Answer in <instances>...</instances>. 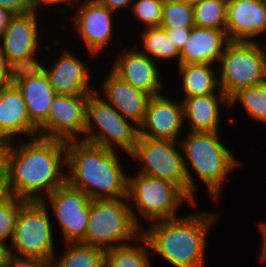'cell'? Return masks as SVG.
<instances>
[{"label": "cell", "mask_w": 266, "mask_h": 267, "mask_svg": "<svg viewBox=\"0 0 266 267\" xmlns=\"http://www.w3.org/2000/svg\"><path fill=\"white\" fill-rule=\"evenodd\" d=\"M259 231L261 232V250H260V262H265L266 263V221H263L262 223L260 222L258 224Z\"/></svg>", "instance_id": "obj_42"}, {"label": "cell", "mask_w": 266, "mask_h": 267, "mask_svg": "<svg viewBox=\"0 0 266 267\" xmlns=\"http://www.w3.org/2000/svg\"><path fill=\"white\" fill-rule=\"evenodd\" d=\"M193 5L176 0H164L161 28H192Z\"/></svg>", "instance_id": "obj_31"}, {"label": "cell", "mask_w": 266, "mask_h": 267, "mask_svg": "<svg viewBox=\"0 0 266 267\" xmlns=\"http://www.w3.org/2000/svg\"><path fill=\"white\" fill-rule=\"evenodd\" d=\"M230 40L226 32L198 26L191 28L190 37L180 51V64L219 63Z\"/></svg>", "instance_id": "obj_21"}, {"label": "cell", "mask_w": 266, "mask_h": 267, "mask_svg": "<svg viewBox=\"0 0 266 267\" xmlns=\"http://www.w3.org/2000/svg\"><path fill=\"white\" fill-rule=\"evenodd\" d=\"M150 252L147 239L141 235L133 243L107 249L105 267H152Z\"/></svg>", "instance_id": "obj_25"}, {"label": "cell", "mask_w": 266, "mask_h": 267, "mask_svg": "<svg viewBox=\"0 0 266 267\" xmlns=\"http://www.w3.org/2000/svg\"><path fill=\"white\" fill-rule=\"evenodd\" d=\"M44 63H41L36 54L14 60H8L7 74L11 85L31 80L45 73Z\"/></svg>", "instance_id": "obj_32"}, {"label": "cell", "mask_w": 266, "mask_h": 267, "mask_svg": "<svg viewBox=\"0 0 266 267\" xmlns=\"http://www.w3.org/2000/svg\"><path fill=\"white\" fill-rule=\"evenodd\" d=\"M225 32L230 41L256 42V37L266 34V0L227 4Z\"/></svg>", "instance_id": "obj_17"}, {"label": "cell", "mask_w": 266, "mask_h": 267, "mask_svg": "<svg viewBox=\"0 0 266 267\" xmlns=\"http://www.w3.org/2000/svg\"><path fill=\"white\" fill-rule=\"evenodd\" d=\"M11 141H0V197L9 194V160Z\"/></svg>", "instance_id": "obj_34"}, {"label": "cell", "mask_w": 266, "mask_h": 267, "mask_svg": "<svg viewBox=\"0 0 266 267\" xmlns=\"http://www.w3.org/2000/svg\"><path fill=\"white\" fill-rule=\"evenodd\" d=\"M60 53L52 67H45V74L53 90L62 95L95 93L97 89L94 90L90 84V71L86 62L65 48Z\"/></svg>", "instance_id": "obj_20"}, {"label": "cell", "mask_w": 266, "mask_h": 267, "mask_svg": "<svg viewBox=\"0 0 266 267\" xmlns=\"http://www.w3.org/2000/svg\"><path fill=\"white\" fill-rule=\"evenodd\" d=\"M6 250L0 245V267H4Z\"/></svg>", "instance_id": "obj_43"}, {"label": "cell", "mask_w": 266, "mask_h": 267, "mask_svg": "<svg viewBox=\"0 0 266 267\" xmlns=\"http://www.w3.org/2000/svg\"><path fill=\"white\" fill-rule=\"evenodd\" d=\"M0 7L7 8L15 14L31 12V0H0Z\"/></svg>", "instance_id": "obj_38"}, {"label": "cell", "mask_w": 266, "mask_h": 267, "mask_svg": "<svg viewBox=\"0 0 266 267\" xmlns=\"http://www.w3.org/2000/svg\"><path fill=\"white\" fill-rule=\"evenodd\" d=\"M120 152L82 140L67 141V183L91 200L128 197V176L123 171Z\"/></svg>", "instance_id": "obj_2"}, {"label": "cell", "mask_w": 266, "mask_h": 267, "mask_svg": "<svg viewBox=\"0 0 266 267\" xmlns=\"http://www.w3.org/2000/svg\"><path fill=\"white\" fill-rule=\"evenodd\" d=\"M238 102L252 121L266 124V82L238 90L229 98L230 108Z\"/></svg>", "instance_id": "obj_28"}, {"label": "cell", "mask_w": 266, "mask_h": 267, "mask_svg": "<svg viewBox=\"0 0 266 267\" xmlns=\"http://www.w3.org/2000/svg\"><path fill=\"white\" fill-rule=\"evenodd\" d=\"M74 2L75 0H31V12L33 11L35 13H38L39 10H41L40 8H43V7L45 8L46 6H47L46 8H48L49 5L53 6L57 4L58 8L55 11L60 13V10H61V12L65 14L66 12L68 13L69 11V9H66L65 6L72 8ZM58 4L59 5L63 4L65 8H63V6L62 8H60Z\"/></svg>", "instance_id": "obj_36"}, {"label": "cell", "mask_w": 266, "mask_h": 267, "mask_svg": "<svg viewBox=\"0 0 266 267\" xmlns=\"http://www.w3.org/2000/svg\"><path fill=\"white\" fill-rule=\"evenodd\" d=\"M75 1L76 3L74 2L71 8L72 11H75L71 18L74 30L79 34L83 45L90 53L89 55H93L94 58L96 54L99 55L106 51L108 42L112 41L115 27L112 16L115 13L97 0ZM77 2H81V5H77L79 7L76 6Z\"/></svg>", "instance_id": "obj_13"}, {"label": "cell", "mask_w": 266, "mask_h": 267, "mask_svg": "<svg viewBox=\"0 0 266 267\" xmlns=\"http://www.w3.org/2000/svg\"><path fill=\"white\" fill-rule=\"evenodd\" d=\"M99 3L107 7L110 11L117 13L122 9L126 11L130 10L133 0H97Z\"/></svg>", "instance_id": "obj_39"}, {"label": "cell", "mask_w": 266, "mask_h": 267, "mask_svg": "<svg viewBox=\"0 0 266 267\" xmlns=\"http://www.w3.org/2000/svg\"><path fill=\"white\" fill-rule=\"evenodd\" d=\"M64 169L66 141L40 136L25 141L19 138L12 142L9 194L26 201H43L67 182Z\"/></svg>", "instance_id": "obj_1"}, {"label": "cell", "mask_w": 266, "mask_h": 267, "mask_svg": "<svg viewBox=\"0 0 266 267\" xmlns=\"http://www.w3.org/2000/svg\"><path fill=\"white\" fill-rule=\"evenodd\" d=\"M227 3L224 0H198L193 4L194 25L225 32Z\"/></svg>", "instance_id": "obj_29"}, {"label": "cell", "mask_w": 266, "mask_h": 267, "mask_svg": "<svg viewBox=\"0 0 266 267\" xmlns=\"http://www.w3.org/2000/svg\"><path fill=\"white\" fill-rule=\"evenodd\" d=\"M180 149V141L139 137L128 157L142 163L137 173L170 181L188 195V179Z\"/></svg>", "instance_id": "obj_10"}, {"label": "cell", "mask_w": 266, "mask_h": 267, "mask_svg": "<svg viewBox=\"0 0 266 267\" xmlns=\"http://www.w3.org/2000/svg\"><path fill=\"white\" fill-rule=\"evenodd\" d=\"M51 206L65 243H84L91 199L82 190L65 183L43 200ZM49 202V203H48Z\"/></svg>", "instance_id": "obj_11"}, {"label": "cell", "mask_w": 266, "mask_h": 267, "mask_svg": "<svg viewBox=\"0 0 266 267\" xmlns=\"http://www.w3.org/2000/svg\"><path fill=\"white\" fill-rule=\"evenodd\" d=\"M213 212H194L174 219L160 220L143 227L152 253L173 267H205L209 231L219 221ZM210 229V230H209Z\"/></svg>", "instance_id": "obj_3"}, {"label": "cell", "mask_w": 266, "mask_h": 267, "mask_svg": "<svg viewBox=\"0 0 266 267\" xmlns=\"http://www.w3.org/2000/svg\"><path fill=\"white\" fill-rule=\"evenodd\" d=\"M166 30L167 35L176 45L179 51L182 50L186 41L190 37L191 28H163Z\"/></svg>", "instance_id": "obj_37"}, {"label": "cell", "mask_w": 266, "mask_h": 267, "mask_svg": "<svg viewBox=\"0 0 266 267\" xmlns=\"http://www.w3.org/2000/svg\"><path fill=\"white\" fill-rule=\"evenodd\" d=\"M27 201L14 195L0 197V245L7 251L15 230L16 220L21 207ZM8 246V247H7Z\"/></svg>", "instance_id": "obj_30"}, {"label": "cell", "mask_w": 266, "mask_h": 267, "mask_svg": "<svg viewBox=\"0 0 266 267\" xmlns=\"http://www.w3.org/2000/svg\"><path fill=\"white\" fill-rule=\"evenodd\" d=\"M15 15L16 14L11 10L0 7V37L3 35Z\"/></svg>", "instance_id": "obj_41"}, {"label": "cell", "mask_w": 266, "mask_h": 267, "mask_svg": "<svg viewBox=\"0 0 266 267\" xmlns=\"http://www.w3.org/2000/svg\"><path fill=\"white\" fill-rule=\"evenodd\" d=\"M26 102L30 120L39 127L46 119L57 93L51 87L46 74L16 84Z\"/></svg>", "instance_id": "obj_23"}, {"label": "cell", "mask_w": 266, "mask_h": 267, "mask_svg": "<svg viewBox=\"0 0 266 267\" xmlns=\"http://www.w3.org/2000/svg\"><path fill=\"white\" fill-rule=\"evenodd\" d=\"M120 52L121 54L114 59L111 70L124 81L151 96L162 94L164 83L159 73L158 63L137 47L136 49L127 47Z\"/></svg>", "instance_id": "obj_15"}, {"label": "cell", "mask_w": 266, "mask_h": 267, "mask_svg": "<svg viewBox=\"0 0 266 267\" xmlns=\"http://www.w3.org/2000/svg\"><path fill=\"white\" fill-rule=\"evenodd\" d=\"M164 0H133L130 11L146 28L160 27Z\"/></svg>", "instance_id": "obj_33"}, {"label": "cell", "mask_w": 266, "mask_h": 267, "mask_svg": "<svg viewBox=\"0 0 266 267\" xmlns=\"http://www.w3.org/2000/svg\"><path fill=\"white\" fill-rule=\"evenodd\" d=\"M48 208L43 201H27L21 207L7 254L52 260L56 248Z\"/></svg>", "instance_id": "obj_9"}, {"label": "cell", "mask_w": 266, "mask_h": 267, "mask_svg": "<svg viewBox=\"0 0 266 267\" xmlns=\"http://www.w3.org/2000/svg\"><path fill=\"white\" fill-rule=\"evenodd\" d=\"M141 38V52L150 57L153 61L160 60L176 61L177 67L180 65V51L172 42L166 33V30L161 27L146 28L143 32H139ZM159 59V60H158ZM174 59V60H173Z\"/></svg>", "instance_id": "obj_27"}, {"label": "cell", "mask_w": 266, "mask_h": 267, "mask_svg": "<svg viewBox=\"0 0 266 267\" xmlns=\"http://www.w3.org/2000/svg\"><path fill=\"white\" fill-rule=\"evenodd\" d=\"M184 122L190 132H219L221 106L230 110L229 98L224 93L181 99Z\"/></svg>", "instance_id": "obj_22"}, {"label": "cell", "mask_w": 266, "mask_h": 267, "mask_svg": "<svg viewBox=\"0 0 266 267\" xmlns=\"http://www.w3.org/2000/svg\"><path fill=\"white\" fill-rule=\"evenodd\" d=\"M101 83L102 90L97 89L96 93L122 116L140 126L152 96L124 81L112 70Z\"/></svg>", "instance_id": "obj_16"}, {"label": "cell", "mask_w": 266, "mask_h": 267, "mask_svg": "<svg viewBox=\"0 0 266 267\" xmlns=\"http://www.w3.org/2000/svg\"><path fill=\"white\" fill-rule=\"evenodd\" d=\"M230 41L219 61V86L230 98L242 88L266 82V45Z\"/></svg>", "instance_id": "obj_8"}, {"label": "cell", "mask_w": 266, "mask_h": 267, "mask_svg": "<svg viewBox=\"0 0 266 267\" xmlns=\"http://www.w3.org/2000/svg\"><path fill=\"white\" fill-rule=\"evenodd\" d=\"M4 267H52L51 260L6 254Z\"/></svg>", "instance_id": "obj_35"}, {"label": "cell", "mask_w": 266, "mask_h": 267, "mask_svg": "<svg viewBox=\"0 0 266 267\" xmlns=\"http://www.w3.org/2000/svg\"><path fill=\"white\" fill-rule=\"evenodd\" d=\"M176 1H182V2H185V3H189V4H195L198 0H176Z\"/></svg>", "instance_id": "obj_44"}, {"label": "cell", "mask_w": 266, "mask_h": 267, "mask_svg": "<svg viewBox=\"0 0 266 267\" xmlns=\"http://www.w3.org/2000/svg\"><path fill=\"white\" fill-rule=\"evenodd\" d=\"M62 255H53L52 267H105V249L84 243H64Z\"/></svg>", "instance_id": "obj_26"}, {"label": "cell", "mask_w": 266, "mask_h": 267, "mask_svg": "<svg viewBox=\"0 0 266 267\" xmlns=\"http://www.w3.org/2000/svg\"><path fill=\"white\" fill-rule=\"evenodd\" d=\"M38 15L32 11L16 14L12 18L9 26L0 37V48L7 60L26 58L37 54L42 42L40 39L42 29L39 26Z\"/></svg>", "instance_id": "obj_19"}, {"label": "cell", "mask_w": 266, "mask_h": 267, "mask_svg": "<svg viewBox=\"0 0 266 267\" xmlns=\"http://www.w3.org/2000/svg\"><path fill=\"white\" fill-rule=\"evenodd\" d=\"M90 94L93 93L57 94L51 103L47 119L38 127L39 136L66 142L80 140L86 129Z\"/></svg>", "instance_id": "obj_12"}, {"label": "cell", "mask_w": 266, "mask_h": 267, "mask_svg": "<svg viewBox=\"0 0 266 267\" xmlns=\"http://www.w3.org/2000/svg\"><path fill=\"white\" fill-rule=\"evenodd\" d=\"M188 134V135H187ZM180 139L188 179V196L196 202V180L200 177L213 201L220 199L225 180L240 162L222 143L219 132H188ZM187 135V136H186ZM186 136V137H184ZM193 172V173H192Z\"/></svg>", "instance_id": "obj_4"}, {"label": "cell", "mask_w": 266, "mask_h": 267, "mask_svg": "<svg viewBox=\"0 0 266 267\" xmlns=\"http://www.w3.org/2000/svg\"><path fill=\"white\" fill-rule=\"evenodd\" d=\"M8 60L0 48V89L10 85V79L7 74Z\"/></svg>", "instance_id": "obj_40"}, {"label": "cell", "mask_w": 266, "mask_h": 267, "mask_svg": "<svg viewBox=\"0 0 266 267\" xmlns=\"http://www.w3.org/2000/svg\"><path fill=\"white\" fill-rule=\"evenodd\" d=\"M184 124L182 100L176 102L164 94L152 96L139 126V137L180 141Z\"/></svg>", "instance_id": "obj_14"}, {"label": "cell", "mask_w": 266, "mask_h": 267, "mask_svg": "<svg viewBox=\"0 0 266 267\" xmlns=\"http://www.w3.org/2000/svg\"><path fill=\"white\" fill-rule=\"evenodd\" d=\"M213 67V64H180L178 66L177 71L181 76L180 85H182L184 98L223 93L219 86L218 67L216 70Z\"/></svg>", "instance_id": "obj_24"}, {"label": "cell", "mask_w": 266, "mask_h": 267, "mask_svg": "<svg viewBox=\"0 0 266 267\" xmlns=\"http://www.w3.org/2000/svg\"><path fill=\"white\" fill-rule=\"evenodd\" d=\"M84 135L80 139L84 142L129 154L138 141L139 126L95 92L87 103Z\"/></svg>", "instance_id": "obj_7"}, {"label": "cell", "mask_w": 266, "mask_h": 267, "mask_svg": "<svg viewBox=\"0 0 266 267\" xmlns=\"http://www.w3.org/2000/svg\"><path fill=\"white\" fill-rule=\"evenodd\" d=\"M128 202V197L91 200L85 244L107 250L139 238L142 229L136 224Z\"/></svg>", "instance_id": "obj_6"}, {"label": "cell", "mask_w": 266, "mask_h": 267, "mask_svg": "<svg viewBox=\"0 0 266 267\" xmlns=\"http://www.w3.org/2000/svg\"><path fill=\"white\" fill-rule=\"evenodd\" d=\"M39 136L38 127L30 120L26 102L16 85L0 89V141H16L18 136Z\"/></svg>", "instance_id": "obj_18"}, {"label": "cell", "mask_w": 266, "mask_h": 267, "mask_svg": "<svg viewBox=\"0 0 266 267\" xmlns=\"http://www.w3.org/2000/svg\"><path fill=\"white\" fill-rule=\"evenodd\" d=\"M128 200L133 202L130 204H134V208L139 213L136 214L137 212L131 207L133 218L141 229L143 227L140 217L147 220L149 224V222L180 217L177 214L184 202L190 206H196L178 185L141 173L128 175Z\"/></svg>", "instance_id": "obj_5"}, {"label": "cell", "mask_w": 266, "mask_h": 267, "mask_svg": "<svg viewBox=\"0 0 266 267\" xmlns=\"http://www.w3.org/2000/svg\"><path fill=\"white\" fill-rule=\"evenodd\" d=\"M227 4H230V3H233V2H236V1H241V0H224Z\"/></svg>", "instance_id": "obj_45"}]
</instances>
